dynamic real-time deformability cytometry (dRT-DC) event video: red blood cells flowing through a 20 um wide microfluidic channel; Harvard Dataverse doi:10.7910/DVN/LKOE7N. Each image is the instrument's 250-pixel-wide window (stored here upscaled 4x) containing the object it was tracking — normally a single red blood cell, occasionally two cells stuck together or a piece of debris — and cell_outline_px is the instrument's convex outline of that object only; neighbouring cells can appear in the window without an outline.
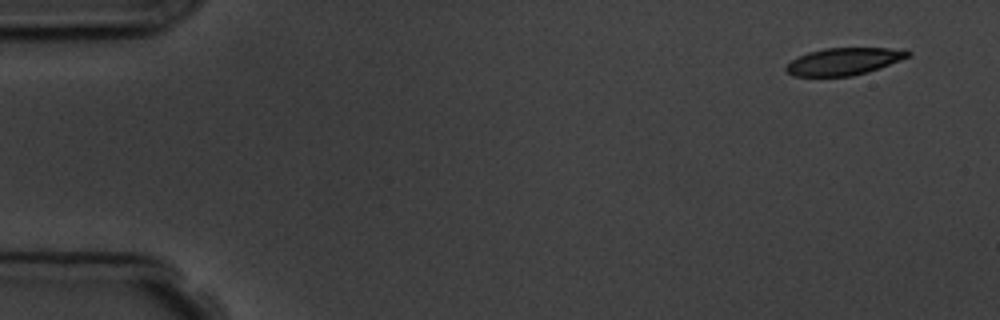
{"species": "common noctule bat (a hibernating species)", "species_latin": "Nyctalus noctula", "temperature_condition": "room temperature", "stored_images_in_passage": 10, "camera_frame_rate_fps": 3000, "um_per_image_px": 0.085, "animal": {"sex": "male", "body_mass_g": 19.5, "forearm_length_mm": 54.6}, "frame": {"image": 1, "passage_image": 1, "time_ms": 0.0, "image_size_px": [1000, 320], "cell_outline_px": [[912, 56], [880, 68], [852, 76], [792, 76], [784, 68], [796, 56], [808, 52], [824, 48], [904, 48], [912, 52]], "centroid_in_image_um": [71.77, 5.2], "position_along_channel_um": 13.2, "area_um2": 19.54}}
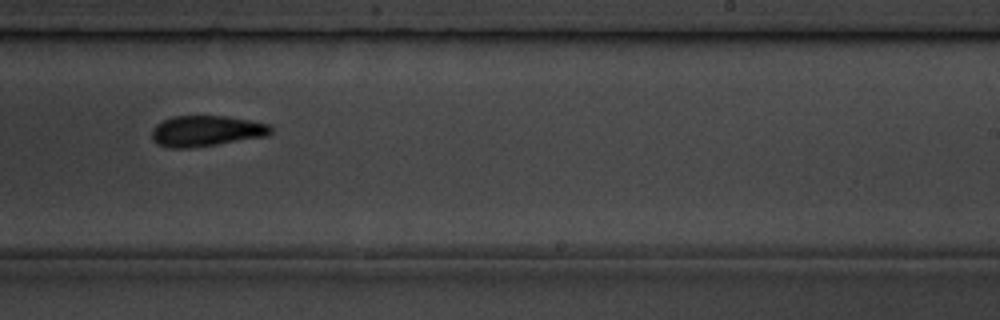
{"frame": {"image": 2, "passage_image": 10, "time_ms": 10.333, "image_size_px": [1000, 320], "cell_outline_px": [[272, 132], [268, 136], [192, 148], [168, 148], [156, 144], [152, 140], [152, 128], [156, 124], [172, 116], [228, 116], [268, 124], [272, 128]], "centroid_in_image_um": [17.5, 11.14], "position_along_channel_um": 271.5, "area_um2": 21.5}}